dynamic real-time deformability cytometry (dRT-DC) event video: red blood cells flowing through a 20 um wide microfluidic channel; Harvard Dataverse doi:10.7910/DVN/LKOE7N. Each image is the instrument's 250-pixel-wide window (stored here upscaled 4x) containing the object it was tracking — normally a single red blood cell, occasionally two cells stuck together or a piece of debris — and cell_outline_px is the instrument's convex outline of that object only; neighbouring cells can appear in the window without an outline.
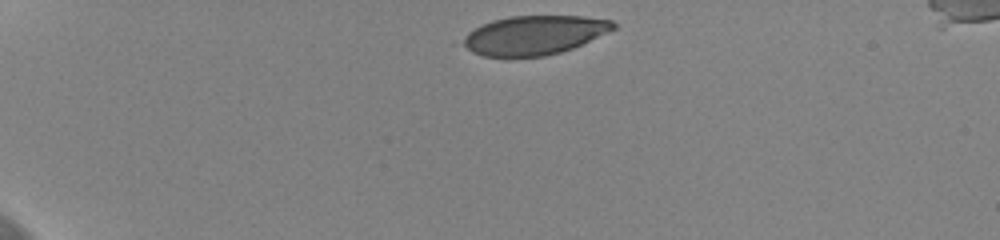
{"species": "human", "species_latin": "Homo sapiens", "temperature_condition": "cold", "stored_images_in_passage": 6, "camera_frame_rate_fps": 3000, "um_per_image_px": 0.085, "donor": {"sex": "female"}, "frame": {"image": 1, "passage_image": 1, "time_ms": 0.0, "image_size_px": [1000, 240], "cell_outline_px": [[616, 28], [572, 48], [560, 52], [544, 56], [484, 56], [472, 52], [460, 44], [460, 40], [468, 32], [492, 20], [512, 16], [580, 16], [612, 20], [616, 24]], "centroid_in_image_um": [45.38, 2.98], "position_along_channel_um": 39.6, "area_um2": 33.93}}
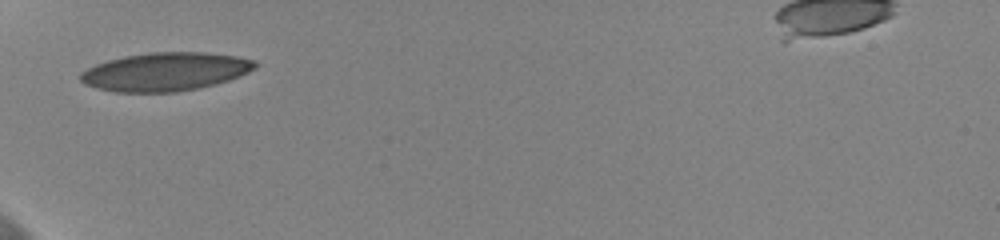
{"frame": {"image": 2, "passage_image": 4, "time_ms": 1.0, "image_size_px": [1000, 240], "cell_outline_px": [[256, 68], [240, 76], [216, 84], [200, 88], [176, 92], [112, 92], [96, 88], [84, 84], [80, 80], [80, 72], [96, 64], [108, 60], [124, 56], [152, 52], [204, 52], [236, 56], [256, 60]], "centroid_in_image_um": [14.05, 6.1], "position_along_channel_um": 71.0, "area_um2": 39.25}}